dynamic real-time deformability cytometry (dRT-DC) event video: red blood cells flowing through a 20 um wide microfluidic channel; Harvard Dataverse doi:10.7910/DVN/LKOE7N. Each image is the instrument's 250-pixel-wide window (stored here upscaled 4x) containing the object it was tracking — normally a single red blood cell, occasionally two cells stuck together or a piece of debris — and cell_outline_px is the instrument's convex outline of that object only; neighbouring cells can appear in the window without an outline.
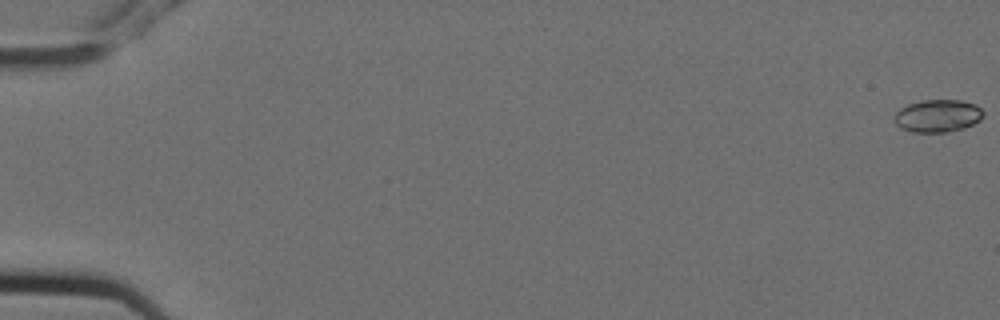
{"species": "Egyptian fruit bat (a non-hibernating species)", "species_latin": "Rousettus aegyptiacus", "temperature_condition": "cold", "stored_images_in_passage": 3, "camera_frame_rate_fps": 3000, "um_per_image_px": 0.085, "animal": {"sex": "female"}, "frame": {"image": 1, "passage_image": 1, "time_ms": 0.0, "image_size_px": [1000, 320], "cell_outline_px": [[984, 116], [980, 120], [964, 128], [948, 132], [912, 132], [900, 128], [896, 124], [896, 112], [900, 108], [908, 104], [920, 100], [960, 100], [976, 104], [984, 112]], "centroid_in_image_um": [79.73, 9.84], "position_along_channel_um": 5.3, "area_um2": 16.94}}